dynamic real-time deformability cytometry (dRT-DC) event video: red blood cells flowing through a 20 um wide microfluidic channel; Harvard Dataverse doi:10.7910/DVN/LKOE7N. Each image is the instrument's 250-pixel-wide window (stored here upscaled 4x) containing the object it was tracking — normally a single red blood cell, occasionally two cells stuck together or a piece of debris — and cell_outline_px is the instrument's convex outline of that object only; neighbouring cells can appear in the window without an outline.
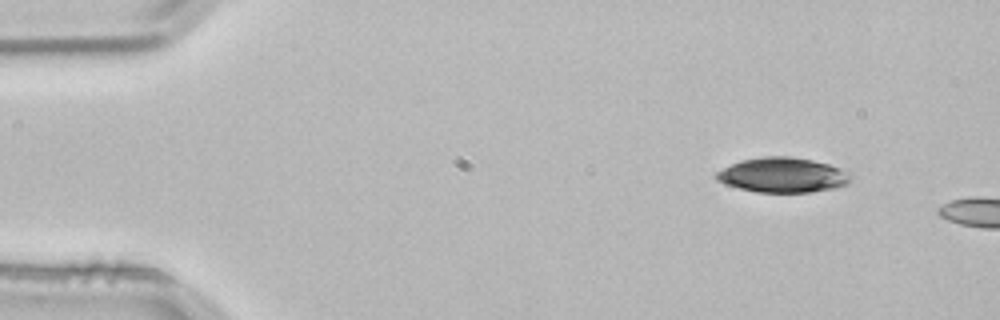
{"species": "common noctule bat (a hibernating species)", "species_latin": "Nyctalus noctula", "temperature_condition": "room temperature", "stored_images_in_passage": 2, "camera_frame_rate_fps": 3000, "um_per_image_px": 0.085, "animal": {"sex": "male", "body_mass_g": 21.5, "forearm_length_mm": 52.0}, "frame": {"image": 1, "passage_image": 1, "time_ms": 0.0, "image_size_px": [1000, 320], "cell_outline_px": [[848, 184], [836, 188], [808, 192], [756, 192], [724, 184], [716, 180], [716, 172], [740, 160], [764, 156], [788, 156], [812, 160], [828, 164], [836, 168], [848, 176]], "centroid_in_image_um": [66.45, 14.88], "position_along_channel_um": 18.6, "area_um2": 26.82}}